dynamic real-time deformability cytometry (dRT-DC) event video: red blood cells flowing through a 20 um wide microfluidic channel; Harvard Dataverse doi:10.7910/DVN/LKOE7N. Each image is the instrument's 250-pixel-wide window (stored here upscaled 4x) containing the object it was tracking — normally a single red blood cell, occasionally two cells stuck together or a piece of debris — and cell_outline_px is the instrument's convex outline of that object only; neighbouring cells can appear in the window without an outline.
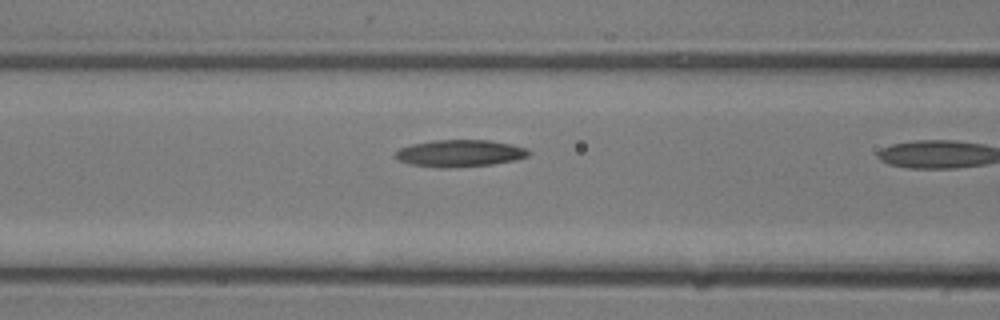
{"species": "common noctule bat (a hibernating species)", "species_latin": "Nyctalus noctula", "temperature_condition": "room temperature", "stored_images_in_passage": 7, "camera_frame_rate_fps": 3000, "um_per_image_px": 0.085, "animal": {"sex": "male", "body_mass_g": 13.3}, "frame": {"image": 1, "passage_image": 6, "time_ms": 1.667, "image_size_px": [1000, 320], "cell_outline_px": [[532, 152], [528, 156], [516, 160], [492, 164], [444, 168], [440, 168], [408, 164], [400, 160], [396, 156], [396, 152], [400, 148], [412, 144], [432, 140], [492, 140], [512, 144], [528, 148]], "centroid_in_image_um": [39.14, 13.02], "position_along_channel_um": 127.5, "area_um2": 21.04}}